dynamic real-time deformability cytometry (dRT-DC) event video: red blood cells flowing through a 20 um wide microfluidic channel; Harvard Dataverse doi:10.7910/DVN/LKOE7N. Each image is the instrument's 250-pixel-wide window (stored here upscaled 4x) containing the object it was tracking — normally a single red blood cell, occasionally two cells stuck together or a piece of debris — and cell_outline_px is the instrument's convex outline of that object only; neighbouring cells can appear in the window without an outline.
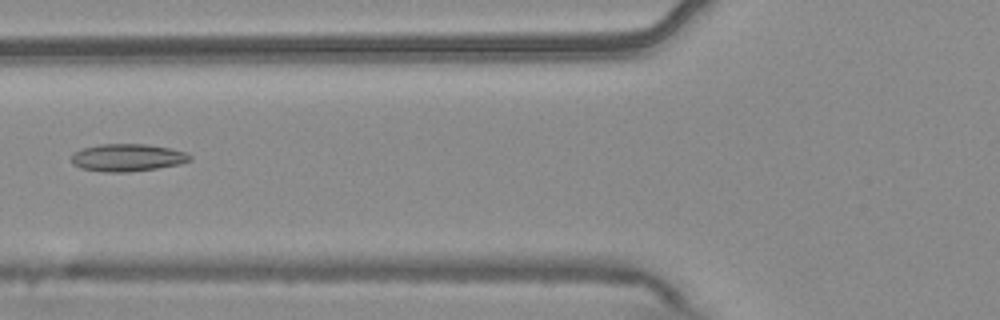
{"species": "common noctule bat (a hibernating species)", "species_latin": "Nyctalus noctula", "temperature_condition": "warm", "stored_images_in_passage": 6, "camera_frame_rate_fps": 3000, "um_per_image_px": 0.085, "animal": {"sex": "male", "body_mass_g": 20.4}, "frame": {"image": 1, "passage_image": 6, "time_ms": 1.667, "image_size_px": [1000, 320], "cell_outline_px": [[192, 160], [180, 164], [156, 168], [128, 172], [104, 172], [80, 168], [72, 164], [72, 152], [84, 148], [100, 144], [144, 144], [168, 148], [184, 152], [192, 156]], "centroid_in_image_um": [10.81, 13.4], "position_along_channel_um": 115.0, "area_um2": 18.9}}